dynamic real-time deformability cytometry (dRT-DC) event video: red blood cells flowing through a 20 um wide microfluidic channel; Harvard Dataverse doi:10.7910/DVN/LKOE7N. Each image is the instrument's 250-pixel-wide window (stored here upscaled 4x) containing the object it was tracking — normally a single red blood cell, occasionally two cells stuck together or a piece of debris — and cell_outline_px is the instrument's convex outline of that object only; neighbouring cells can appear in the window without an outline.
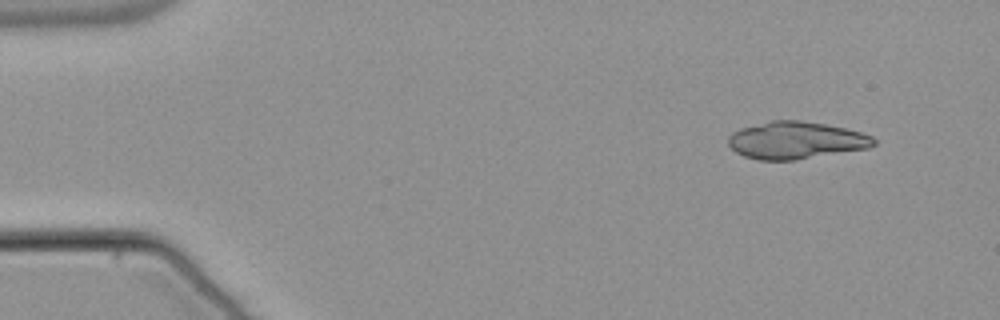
{"species": "common noctule bat (a hibernating species)", "species_latin": "Nyctalus noctula", "temperature_condition": "warm", "stored_images_in_passage": 50, "segment_of_instrument_passage": [1, 2], "camera_frame_rate_fps": 3000, "um_per_image_px": 0.085, "animal": {"sex": "male", "body_mass_g": 21.5, "forearm_length_mm": 52.0}, "frame": {"image": 1, "passage_image": 1, "time_ms": 0.0, "image_size_px": [1000, 320], "cell_outline_px": [[876, 144], [868, 148], [796, 160], [756, 160], [744, 156], [736, 152], [728, 144], [728, 136], [732, 132], [740, 128], [772, 120], [800, 120], [824, 124], [844, 128], [860, 132], [872, 136], [876, 140]], "centroid_in_image_um": [67.63, 11.93], "position_along_channel_um": 17.4, "area_um2": 31.62}}